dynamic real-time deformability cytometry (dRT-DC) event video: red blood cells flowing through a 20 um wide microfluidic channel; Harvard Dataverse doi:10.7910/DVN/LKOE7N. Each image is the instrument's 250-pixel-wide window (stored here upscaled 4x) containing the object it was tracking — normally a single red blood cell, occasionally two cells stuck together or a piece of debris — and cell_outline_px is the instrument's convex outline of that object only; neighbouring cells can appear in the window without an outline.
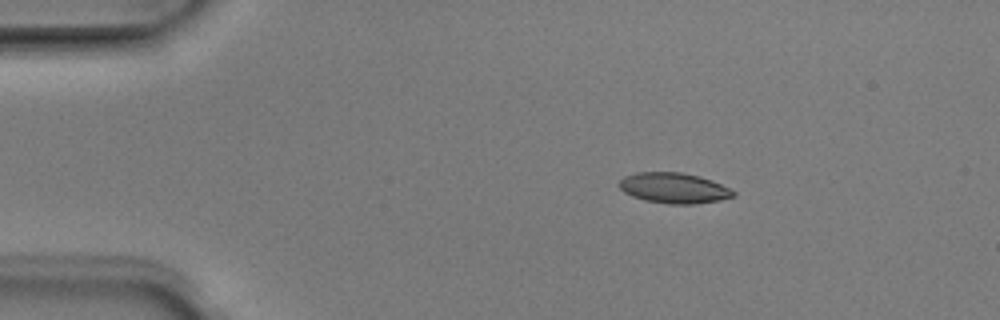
{"species": "Egyptian fruit bat (a non-hibernating species)", "species_latin": "Rousettus aegyptiacus", "temperature_condition": "room temperature", "stored_images_in_passage": 5, "camera_frame_rate_fps": 3000, "um_per_image_px": 0.085, "animal": {"sex": "male"}, "frame": {"image": 1, "passage_image": 1, "time_ms": 0.0, "image_size_px": [1000, 320], "cell_outline_px": [[736, 196], [720, 200], [696, 204], [668, 204], [644, 200], [632, 196], [624, 192], [616, 184], [624, 176], [636, 172], [680, 172], [700, 176], [712, 180], [736, 192]], "centroid_in_image_um": [57.26, 15.98], "position_along_channel_um": 27.7, "area_um2": 20.46}}
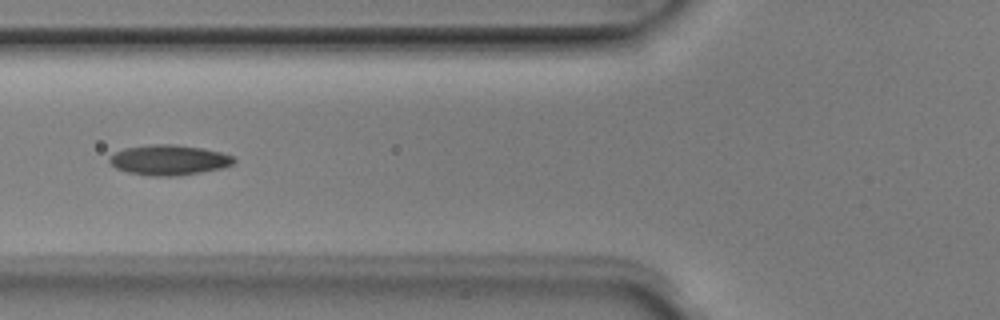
{"frame": {"image": 2, "passage_image": 4, "time_ms": 1.0, "image_size_px": [1000, 320], "cell_outline_px": [[236, 160], [232, 164], [220, 168], [200, 172], [176, 176], [148, 176], [128, 172], [116, 168], [108, 160], [116, 152], [124, 148], [148, 144], [176, 144], [204, 148], [236, 156]], "centroid_in_image_um": [14.38, 13.59], "position_along_channel_um": 111.4, "area_um2": 21.96}}
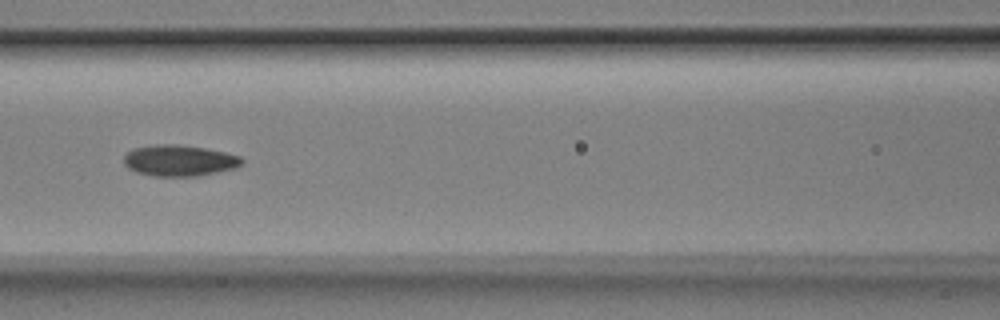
{"frame": {"image": 3, "passage_image": 5, "time_ms": 1.333, "image_size_px": [1000, 320], "cell_outline_px": [[244, 160], [236, 168], [200, 176], [152, 176], [136, 172], [128, 168], [124, 164], [124, 156], [132, 148], [156, 144], [176, 144], [204, 148], [224, 152], [240, 156]], "centroid_in_image_um": [15.22, 13.65], "position_along_channel_um": 151.4, "area_um2": 21.5}}